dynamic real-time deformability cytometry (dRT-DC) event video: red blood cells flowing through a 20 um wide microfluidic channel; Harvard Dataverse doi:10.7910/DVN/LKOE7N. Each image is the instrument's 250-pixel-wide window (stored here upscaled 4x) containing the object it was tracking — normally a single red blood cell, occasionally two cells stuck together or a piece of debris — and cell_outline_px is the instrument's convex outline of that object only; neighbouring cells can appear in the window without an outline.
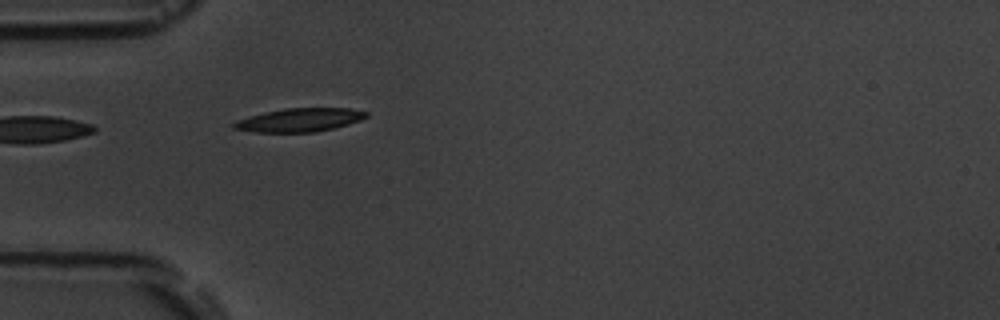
{"species": "common noctule bat (a hibernating species)", "species_latin": "Nyctalus noctula", "temperature_condition": "room temperature", "stored_images_in_passage": 4, "camera_frame_rate_fps": 3000, "um_per_image_px": 0.085, "animal": {"sex": "male", "body_mass_g": 19.5, "forearm_length_mm": 54.6}, "frame": {"image": 1, "passage_image": 2, "time_ms": 1.333, "image_size_px": [1000, 320], "cell_outline_px": [[368, 116], [360, 120], [348, 124], [316, 132], [256, 132], [232, 128], [228, 124], [236, 120], [264, 112], [284, 108], [348, 108], [368, 112]], "centroid_in_image_um": [25.41, 10.19], "position_along_channel_um": 59.6, "area_um2": 18.15}}
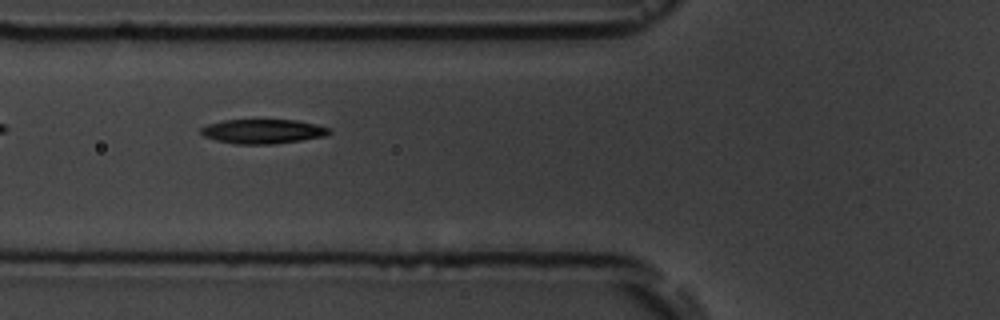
{"frame": {"image": 2, "passage_image": 3, "time_ms": 2.667, "image_size_px": [1000, 320], "cell_outline_px": [[332, 132], [324, 136], [276, 144], [236, 144], [216, 140], [204, 136], [200, 132], [200, 128], [208, 124], [224, 120], [296, 120], [316, 124], [328, 128]], "centroid_in_image_um": [22.33, 11.17], "position_along_channel_um": 103.5, "area_um2": 18.15}}
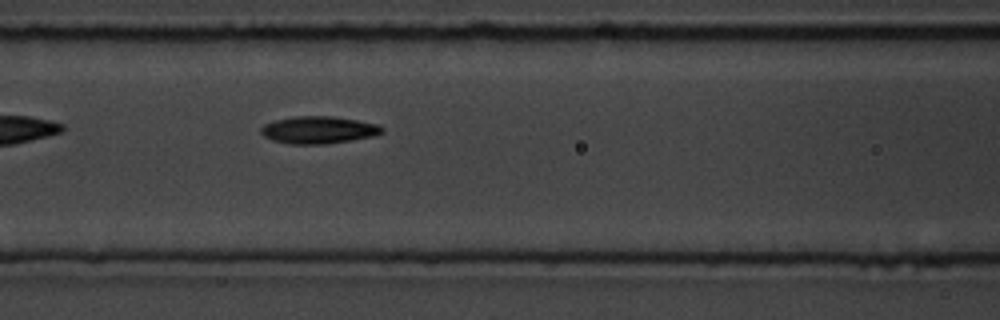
{"frame": {"image": 3, "passage_image": 4, "time_ms": 3.667, "image_size_px": [1000, 320], "cell_outline_px": [[384, 132], [372, 136], [328, 144], [292, 144], [272, 140], [264, 136], [260, 132], [260, 128], [264, 124], [276, 120], [292, 116], [332, 116], [356, 120], [376, 124], [384, 128]], "centroid_in_image_um": [27.05, 11.04], "position_along_channel_um": 139.6, "area_um2": 19.19}}